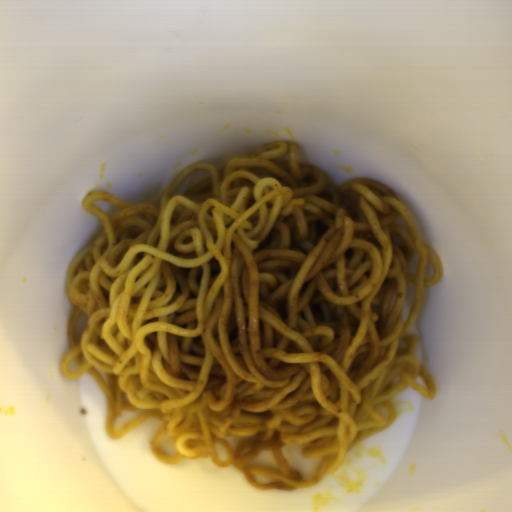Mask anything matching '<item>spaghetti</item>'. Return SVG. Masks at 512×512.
Instances as JSON below:
<instances>
[{
	"instance_id": "1",
	"label": "spaghetti",
	"mask_w": 512,
	"mask_h": 512,
	"mask_svg": "<svg viewBox=\"0 0 512 512\" xmlns=\"http://www.w3.org/2000/svg\"><path fill=\"white\" fill-rule=\"evenodd\" d=\"M103 231L64 274L59 371L101 389L109 440L149 418L154 458H212L258 490L316 487L432 399L411 334L439 254L397 193L336 184L295 142L181 170L160 205L90 191Z\"/></svg>"
}]
</instances>
